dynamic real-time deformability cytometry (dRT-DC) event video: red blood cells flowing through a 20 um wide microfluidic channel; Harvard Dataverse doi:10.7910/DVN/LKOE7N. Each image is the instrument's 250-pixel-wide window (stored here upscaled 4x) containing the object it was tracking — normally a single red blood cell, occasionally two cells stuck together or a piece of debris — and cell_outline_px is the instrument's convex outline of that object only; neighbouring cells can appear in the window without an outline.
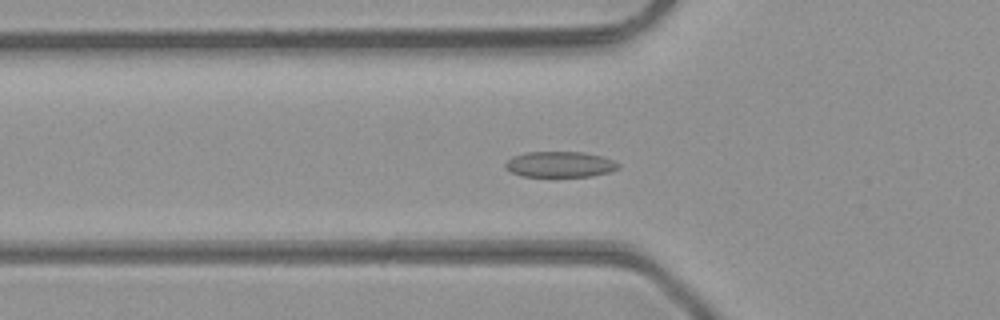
{"species": "common noctule bat (a hibernating species)", "species_latin": "Nyctalus noctula", "temperature_condition": "room temperature", "stored_images_in_passage": 48, "camera_frame_rate_fps": 3000, "um_per_image_px": 0.085, "animal": {"sex": "male", "body_mass_g": 23.1, "forearm_length_mm": 52.7}, "frame": {"image": 1, "passage_image": 16, "time_ms": 5.0, "image_size_px": [1000, 320], "cell_outline_px": [[620, 168], [612, 172], [592, 176], [520, 176], [504, 168], [504, 164], [512, 156], [524, 152], [580, 152], [600, 156], [612, 160], [620, 164]], "centroid_in_image_um": [47.58, 13.97], "position_along_channel_um": 78.2, "area_um2": 16.99}}
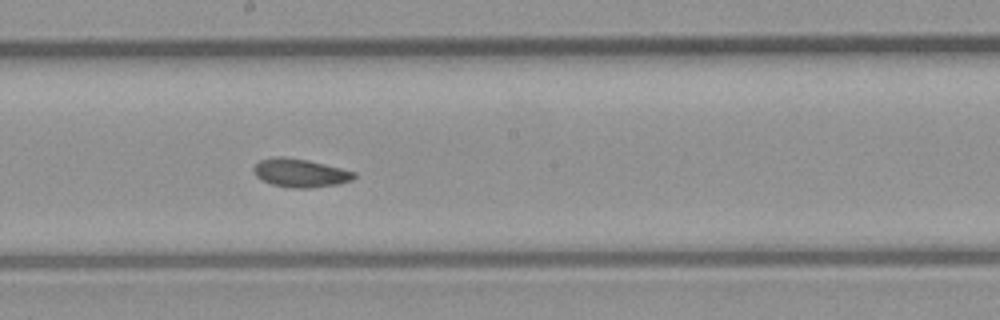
{"frame": {"image": 2, "passage_image": 26, "time_ms": 8.333, "image_size_px": [1000, 320], "cell_outline_px": [[356, 176], [352, 180], [340, 184], [312, 188], [292, 188], [272, 184], [256, 176], [252, 168], [260, 160], [276, 156], [280, 156], [308, 160], [356, 172]], "centroid_in_image_um": [25.54, 14.7], "position_along_channel_um": 222.7, "area_um2": 16.59}}
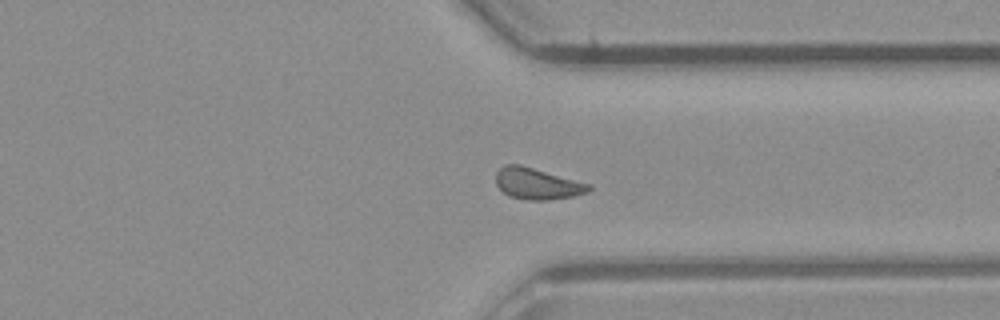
{"frame": {"image": 3, "passage_image": 36, "time_ms": 11.667, "image_size_px": [1000, 320], "cell_outline_px": [[592, 188], [588, 192], [572, 196], [548, 200], [528, 200], [508, 196], [496, 184], [496, 172], [504, 164], [520, 164], [592, 184]], "centroid_in_image_um": [45.67, 15.61], "position_along_channel_um": 365.7, "area_um2": 17.05}}